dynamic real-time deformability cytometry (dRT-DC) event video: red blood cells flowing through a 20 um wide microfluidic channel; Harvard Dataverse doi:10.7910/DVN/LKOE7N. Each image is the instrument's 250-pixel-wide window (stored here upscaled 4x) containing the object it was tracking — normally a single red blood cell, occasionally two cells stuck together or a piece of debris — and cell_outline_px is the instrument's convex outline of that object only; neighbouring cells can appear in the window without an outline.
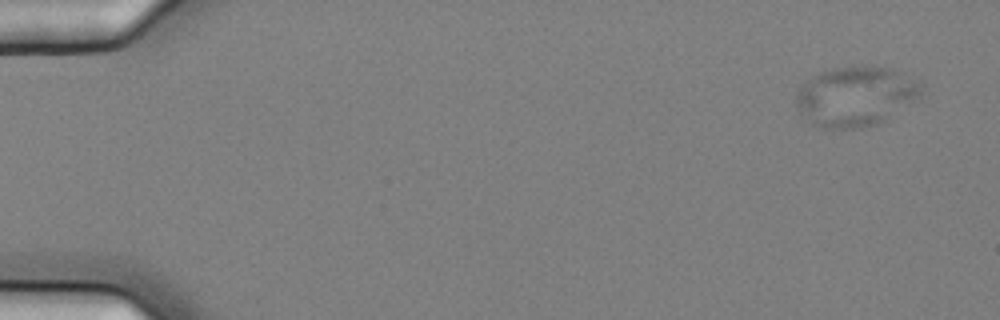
{"species": "common noctule bat (a hibernating species)", "species_latin": "Nyctalus noctula", "temperature_condition": "cold", "stored_images_in_passage": 55, "camera_frame_rate_fps": 3000, "um_per_image_px": 0.085, "animal": {"sex": "female", "body_mass_g": 25.1}, "frame": {"image": 1, "passage_image": 1, "time_ms": 0.0, "image_size_px": [1000, 320], "cell_outline_px": [[924, 84], [920, 96], [884, 120], [876, 124], [860, 128], [824, 128], [812, 124], [800, 112], [796, 104], [796, 96], [800, 88], [816, 72], [828, 68], [856, 64], [892, 68], [920, 80]], "centroid_in_image_um": [72.74, 8.13], "position_along_channel_um": 12.3, "area_um2": 44.04}}
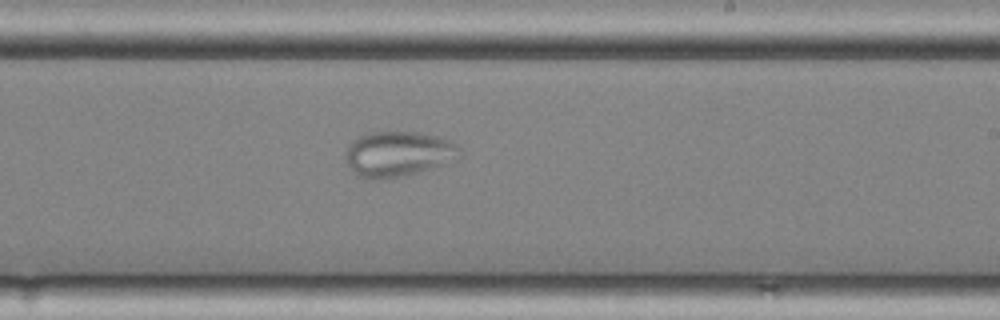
{"frame": {"image": 2, "passage_image": 33, "time_ms": 10.667, "image_size_px": [1000, 320], "cell_outline_px": [[460, 148], [436, 164], [428, 168], [408, 176], [388, 180], [368, 180], [356, 176], [348, 164], [344, 156], [352, 140], [368, 132], [420, 132], [440, 136], [452, 140]], "centroid_in_image_um": [33.68, 13.09], "position_along_channel_um": 255.3, "area_um2": 29.59}}
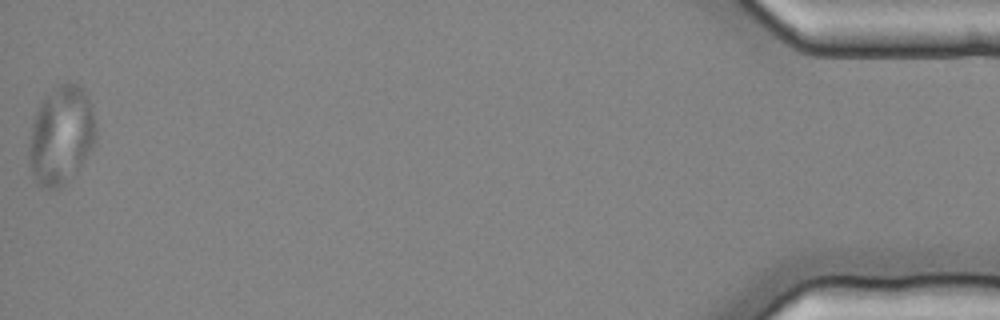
{"frame": {"image": 3, "passage_image": 55, "time_ms": 18.0, "image_size_px": [1000, 320], "cell_outline_px": [[96, 140], [92, 148], [84, 160], [72, 176], [60, 188], [48, 192], [40, 188], [36, 184], [28, 164], [28, 144], [32, 120], [40, 100], [44, 96], [60, 84], [68, 80], [76, 80], [84, 88], [96, 124]], "centroid_in_image_um": [5.15, 11.51], "position_along_channel_um": 430.0, "area_um2": 39.48}}